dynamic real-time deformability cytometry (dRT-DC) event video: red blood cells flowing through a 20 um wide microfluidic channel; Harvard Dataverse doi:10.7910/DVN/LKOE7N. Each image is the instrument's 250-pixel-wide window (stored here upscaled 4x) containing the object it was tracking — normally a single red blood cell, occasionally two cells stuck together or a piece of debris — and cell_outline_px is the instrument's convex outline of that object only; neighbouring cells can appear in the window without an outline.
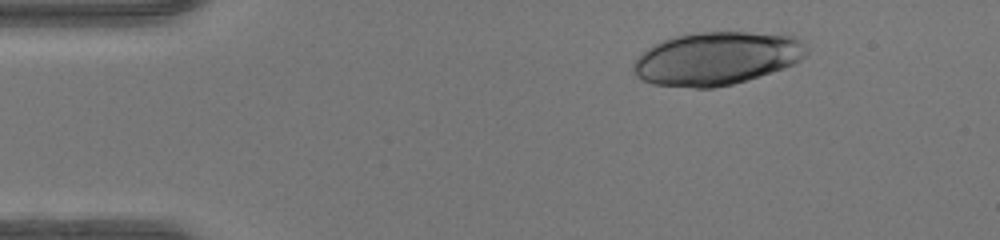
{"species": "human", "species_latin": "Homo sapiens", "temperature_condition": "warm", "stored_images_in_passage": 47, "camera_frame_rate_fps": 3000, "um_per_image_px": 0.085, "donor": {"sex": "female"}, "frame": {"image": 1, "passage_image": 6, "time_ms": 1.667, "image_size_px": [1000, 240], "cell_outline_px": [[808, 52], [796, 64], [748, 80], [732, 84], [712, 88], [692, 88], [652, 84], [636, 76], [632, 72], [632, 64], [648, 48], [664, 40], [676, 36], [696, 32], [748, 32], [792, 36], [808, 44]], "centroid_in_image_um": [60.94, 4.98], "position_along_channel_um": 24.1, "area_um2": 53.64}}
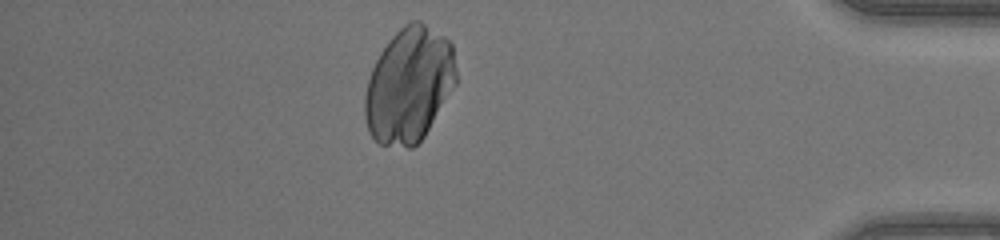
{"frame": {"image": 2, "passage_image": 41, "time_ms": 13.333, "image_size_px": [1000, 240], "cell_outline_px": [[456, 84], [424, 136], [412, 148], [408, 148], [380, 144], [368, 132], [364, 116], [364, 96], [368, 80], [372, 68], [380, 52], [388, 40], [404, 24], [412, 20], [420, 20], [452, 40], [456, 72]], "centroid_in_image_um": [34.77, 7.2], "position_along_channel_um": 400.4, "area_um2": 61.61}}